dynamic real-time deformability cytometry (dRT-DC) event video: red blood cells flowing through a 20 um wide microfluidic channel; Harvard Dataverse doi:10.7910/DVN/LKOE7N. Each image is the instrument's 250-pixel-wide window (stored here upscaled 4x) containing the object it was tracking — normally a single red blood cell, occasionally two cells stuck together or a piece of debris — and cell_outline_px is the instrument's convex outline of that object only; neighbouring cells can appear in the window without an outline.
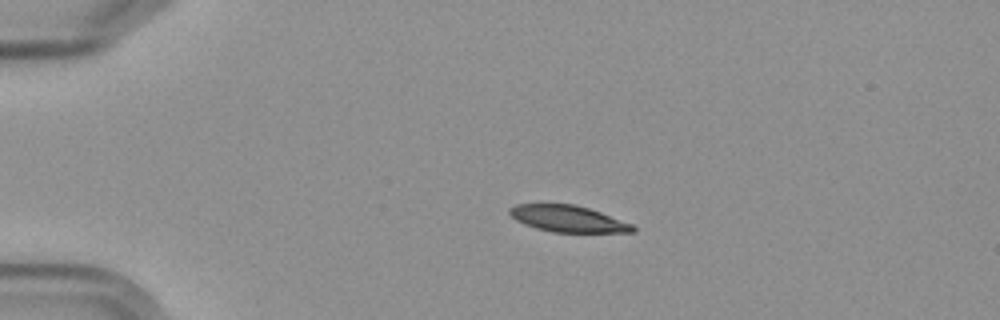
{"species": "Egyptian fruit bat (a non-hibernating species)", "species_latin": "Rousettus aegyptiacus", "temperature_condition": "cold", "stored_images_in_passage": 7, "camera_frame_rate_fps": 3000, "um_per_image_px": 0.085, "frame": {"image": 1, "passage_image": 3, "time_ms": 2.333, "image_size_px": [1000, 320], "cell_outline_px": [[636, 232], [552, 232], [536, 228], [524, 224], [516, 220], [508, 212], [508, 208], [516, 204], [572, 204], [588, 208], [600, 212], [632, 224], [636, 228]], "centroid_in_image_um": [48.26, 18.59], "position_along_channel_um": 36.7, "area_um2": 18.9}}
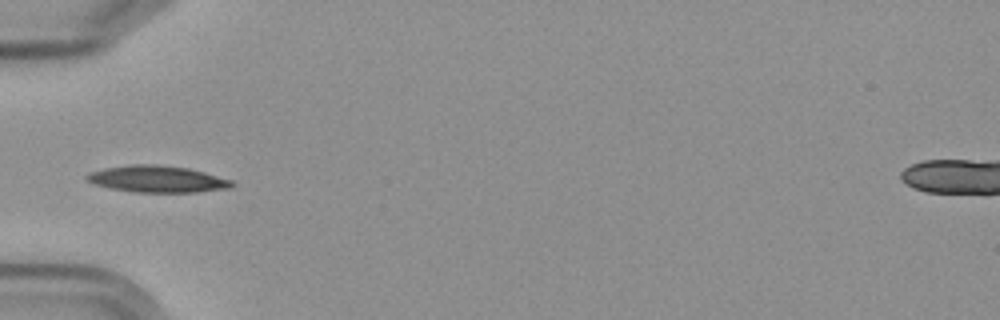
{"frame": {"image": 2, "passage_image": 5, "time_ms": 4.667, "image_size_px": [1000, 320], "cell_outline_px": [[236, 184], [232, 188], [196, 192], [136, 192], [112, 188], [92, 184], [84, 180], [84, 176], [92, 172], [104, 168], [132, 164], [156, 164], [188, 168], [204, 172], [232, 180]], "centroid_in_image_um": [13.37, 15.22], "position_along_channel_um": 71.6, "area_um2": 22.66}}
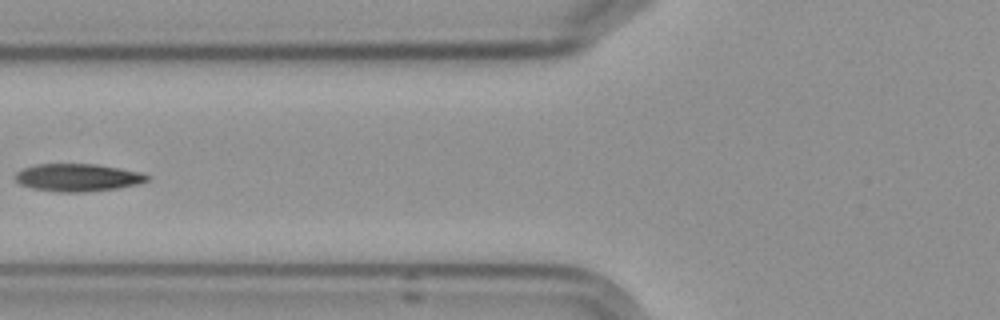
{"frame": {"image": 3, "passage_image": 6, "time_ms": 6.0, "image_size_px": [1000, 320], "cell_outline_px": [[148, 180], [136, 184], [116, 188], [84, 192], [56, 192], [32, 188], [20, 184], [16, 180], [16, 172], [24, 168], [36, 164], [92, 164], [116, 168], [136, 172], [148, 176]], "centroid_in_image_um": [6.52, 15.1], "position_along_channel_um": 119.3, "area_um2": 20.75}}